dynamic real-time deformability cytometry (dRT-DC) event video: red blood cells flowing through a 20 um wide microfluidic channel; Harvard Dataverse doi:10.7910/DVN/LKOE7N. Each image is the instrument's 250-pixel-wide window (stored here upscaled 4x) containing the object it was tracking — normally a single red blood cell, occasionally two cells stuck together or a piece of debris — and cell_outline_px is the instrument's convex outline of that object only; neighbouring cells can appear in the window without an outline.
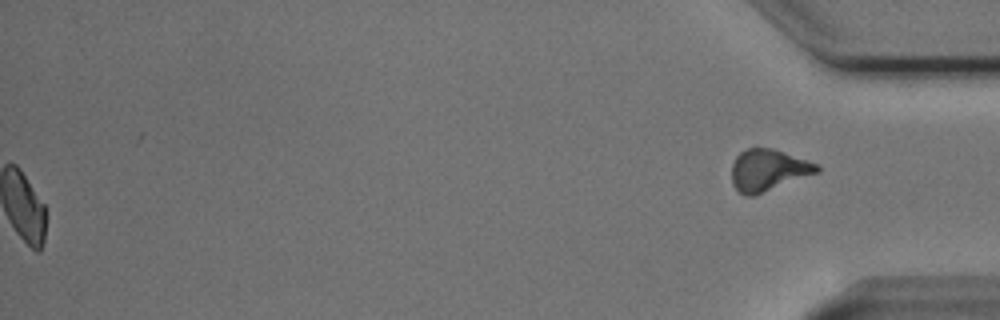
{"species": "Egyptian fruit bat (a non-hibernating species)", "species_latin": "Rousettus aegyptiacus", "temperature_condition": "cold", "stored_images_in_passage": 55, "segment_of_instrument_passage": [2, 2], "camera_frame_rate_fps": 3000, "um_per_image_px": 0.085, "animal": {"sex": "male"}, "frame": {"image": 1, "passage_image": 55, "time_ms": 18.0, "image_size_px": [1000, 320], "cell_outline_px": [[820, 172], [752, 196], [744, 196], [732, 184], [732, 164], [736, 156], [740, 152], [748, 148], [772, 148], [816, 164], [820, 168]], "centroid_in_image_um": [65.27, 14.47], "position_along_channel_um": 369.9, "area_um2": 20.4}}